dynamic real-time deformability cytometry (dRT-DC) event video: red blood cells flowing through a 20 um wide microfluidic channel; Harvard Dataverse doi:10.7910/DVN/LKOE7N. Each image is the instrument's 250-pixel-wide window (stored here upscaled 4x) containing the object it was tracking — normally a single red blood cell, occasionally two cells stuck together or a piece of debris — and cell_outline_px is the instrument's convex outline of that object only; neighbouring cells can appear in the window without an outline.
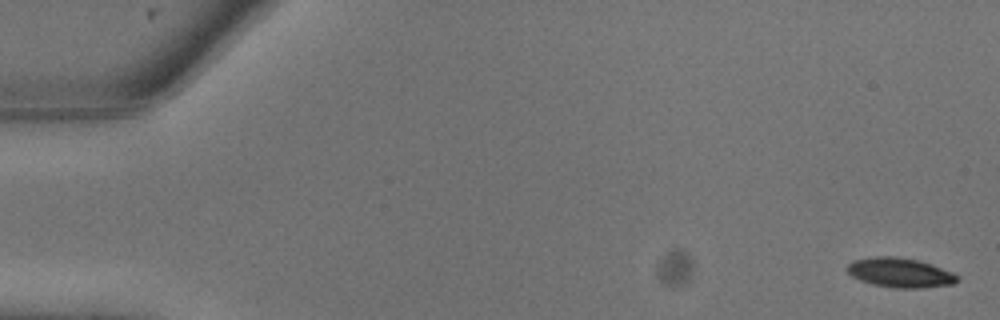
{"species": "common noctule bat (a hibernating species)", "species_latin": "Nyctalus noctula", "temperature_condition": "warm", "stored_images_in_passage": 2, "camera_frame_rate_fps": 3000, "um_per_image_px": 0.085, "animal": {"sex": "male", "body_mass_g": 13.3}, "frame": {"image": 1, "passage_image": 1, "time_ms": 0.0, "image_size_px": [1000, 320], "cell_outline_px": [[960, 280], [952, 284], [924, 288], [896, 288], [872, 284], [860, 280], [852, 276], [844, 268], [852, 260], [876, 256], [892, 256], [920, 260], [932, 264], [952, 272]], "centroid_in_image_um": [76.48, 23.17], "position_along_channel_um": 8.5, "area_um2": 19.07}}